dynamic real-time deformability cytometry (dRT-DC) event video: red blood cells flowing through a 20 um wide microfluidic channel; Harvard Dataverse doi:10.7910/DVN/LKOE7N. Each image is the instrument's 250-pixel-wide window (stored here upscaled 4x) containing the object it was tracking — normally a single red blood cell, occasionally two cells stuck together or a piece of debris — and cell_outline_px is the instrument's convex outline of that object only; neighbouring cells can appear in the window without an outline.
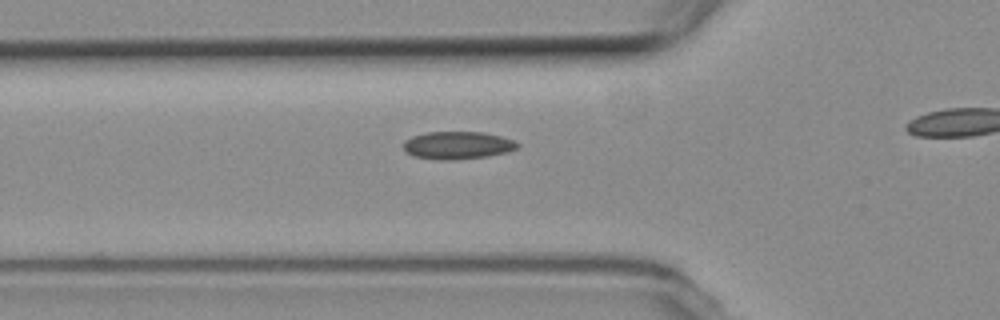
{"species": "common noctule bat (a hibernating species)", "species_latin": "Nyctalus noctula", "temperature_condition": "room temperature", "stored_images_in_passage": 5, "camera_frame_rate_fps": 3000, "um_per_image_px": 0.085, "animal": {"sex": "female", "body_mass_g": 19.3, "forearm_length_mm": 54.1}, "frame": {"image": 1, "passage_image": 5, "time_ms": 4.667, "image_size_px": [1000, 320], "cell_outline_px": [[520, 144], [516, 148], [508, 152], [488, 156], [456, 160], [440, 160], [412, 156], [404, 148], [404, 140], [412, 136], [428, 132], [484, 132], [516, 140]], "centroid_in_image_um": [38.92, 12.35], "position_along_channel_um": 86.9, "area_um2": 18.5}}